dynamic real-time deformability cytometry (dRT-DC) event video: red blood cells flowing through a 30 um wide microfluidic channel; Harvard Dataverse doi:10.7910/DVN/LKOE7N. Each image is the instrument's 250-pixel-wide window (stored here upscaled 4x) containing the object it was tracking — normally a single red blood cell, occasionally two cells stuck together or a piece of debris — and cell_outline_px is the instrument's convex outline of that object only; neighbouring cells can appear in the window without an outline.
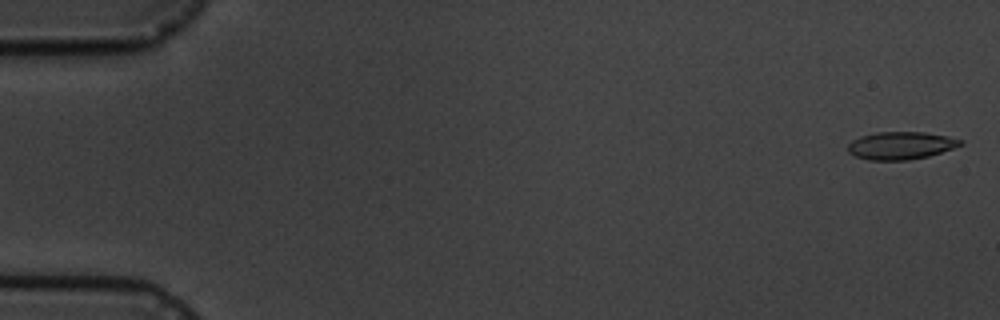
{"species": "common noctule bat (a hibernating species)", "species_latin": "Nyctalus noctula", "temperature_condition": "cold", "stored_images_in_passage": 6, "camera_frame_rate_fps": 3000, "um_per_image_px": 0.085, "animal": {"sex": "male", "body_mass_g": 19.5, "forearm_length_mm": 54.6}, "frame": {"image": 1, "passage_image": 1, "time_ms": 0.0, "image_size_px": [1000, 320], "cell_outline_px": [[964, 144], [928, 156], [908, 160], [868, 160], [856, 156], [848, 152], [848, 144], [852, 140], [860, 136], [876, 132], [924, 132], [948, 136], [964, 140]], "centroid_in_image_um": [76.57, 12.36], "position_along_channel_um": 8.4, "area_um2": 18.15}}